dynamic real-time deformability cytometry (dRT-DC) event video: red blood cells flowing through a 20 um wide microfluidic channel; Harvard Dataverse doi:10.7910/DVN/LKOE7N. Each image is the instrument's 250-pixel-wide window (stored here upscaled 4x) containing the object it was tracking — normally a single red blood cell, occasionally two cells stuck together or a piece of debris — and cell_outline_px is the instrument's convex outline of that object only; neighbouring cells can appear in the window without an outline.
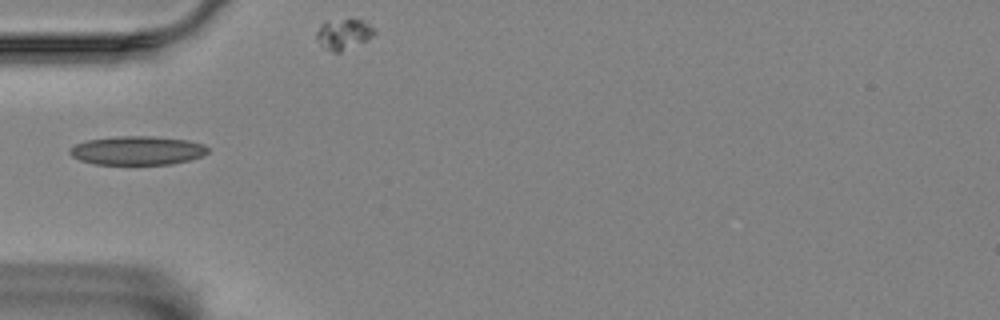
{"species": "Egyptian fruit bat (a non-hibernating species)", "species_latin": "Rousettus aegyptiacus", "temperature_condition": "room temperature", "stored_images_in_passage": 18, "camera_frame_rate_fps": 3000, "um_per_image_px": 0.085, "animal": {"sex": "female"}, "frame": {"image": 1, "passage_image": 1, "time_ms": 0.0, "image_size_px": [1000, 320], "cell_outline_px": [[208, 152], [200, 156], [188, 160], [172, 164], [96, 164], [80, 160], [72, 156], [68, 152], [68, 148], [76, 144], [88, 140], [116, 136], [152, 136], [188, 140], [204, 144], [208, 148]], "centroid_in_image_um": [11.65, 12.79], "position_along_channel_um": 73.3, "area_um2": 23.12}}